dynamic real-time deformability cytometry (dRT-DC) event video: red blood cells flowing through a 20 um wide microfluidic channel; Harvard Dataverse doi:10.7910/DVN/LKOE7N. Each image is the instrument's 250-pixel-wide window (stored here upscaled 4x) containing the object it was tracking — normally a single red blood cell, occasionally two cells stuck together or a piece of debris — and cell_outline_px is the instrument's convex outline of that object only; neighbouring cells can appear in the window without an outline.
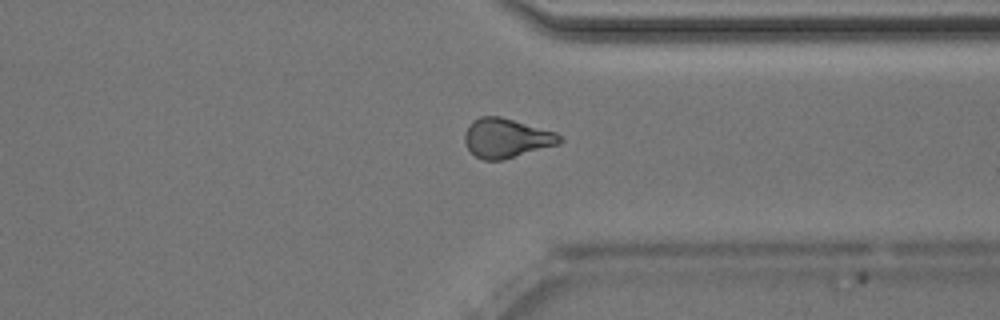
{"species": "Egyptian fruit bat (a non-hibernating species)", "species_latin": "Rousettus aegyptiacus", "temperature_condition": "room temperature", "stored_images_in_passage": 49, "camera_frame_rate_fps": 3000, "um_per_image_px": 0.085, "animal": {"sex": "male"}, "frame": {"image": 1, "passage_image": 37, "time_ms": 12.0, "image_size_px": [1000, 320], "cell_outline_px": [[564, 140], [560, 144], [504, 160], [484, 160], [476, 156], [464, 144], [464, 132], [472, 120], [480, 116], [500, 116], [556, 132]], "centroid_in_image_um": [43.04, 11.74], "position_along_channel_um": 368.4, "area_um2": 21.96}}
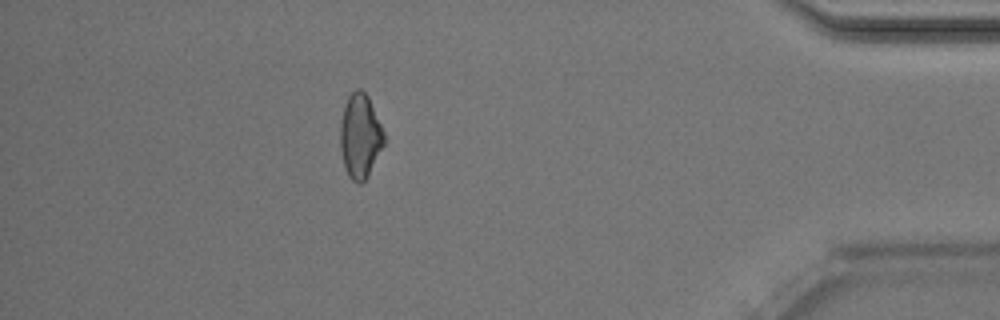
{"frame": {"image": 2, "passage_image": 43, "time_ms": 14.0, "image_size_px": [1000, 320], "cell_outline_px": [[384, 144], [368, 176], [360, 184], [356, 184], [348, 176], [344, 164], [340, 148], [340, 124], [344, 108], [348, 96], [356, 88], [360, 88], [368, 96], [384, 132]], "centroid_in_image_um": [30.6, 11.58], "position_along_channel_um": 404.6, "area_um2": 21.39}, "authors_computed_cell_mechanics": {"area_um2": 21.7328, "velocity_mm_per_s": 4.0286, "shape_relaxation_time_tau1_ms": null, "shape_relaxation_time_tau2_ms": 4.9227, "deformation_change_tau1": null, "deformation_change_tau2": 0.1289}}